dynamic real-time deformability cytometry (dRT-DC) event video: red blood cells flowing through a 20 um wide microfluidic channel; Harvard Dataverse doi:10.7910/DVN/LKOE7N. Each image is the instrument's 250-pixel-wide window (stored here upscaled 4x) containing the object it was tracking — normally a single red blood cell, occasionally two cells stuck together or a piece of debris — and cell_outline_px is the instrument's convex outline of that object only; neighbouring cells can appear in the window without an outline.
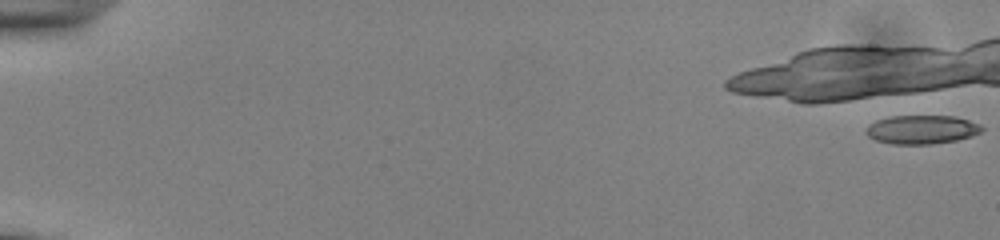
{"species": "common noctule bat (a hibernating species)", "species_latin": "Nyctalus noctula", "temperature_condition": "cold", "stored_images_in_passage": 3, "camera_frame_rate_fps": 3000, "um_per_image_px": 0.085, "animal": {"sex": "male", "body_mass_g": 13.0, "forearm_length_mm": 53.1}, "frame": {"image": 1, "passage_image": 1, "time_ms": 0.0, "image_size_px": [1000, 240], "cell_outline_px": [[984, 128], [980, 132], [972, 136], [956, 140], [932, 144], [892, 144], [876, 140], [868, 136], [864, 132], [864, 128], [868, 124], [876, 120], [888, 116], [956, 116], [980, 124]], "centroid_in_image_um": [78.31, 11.01], "position_along_channel_um": 6.7, "area_um2": 19.59}}